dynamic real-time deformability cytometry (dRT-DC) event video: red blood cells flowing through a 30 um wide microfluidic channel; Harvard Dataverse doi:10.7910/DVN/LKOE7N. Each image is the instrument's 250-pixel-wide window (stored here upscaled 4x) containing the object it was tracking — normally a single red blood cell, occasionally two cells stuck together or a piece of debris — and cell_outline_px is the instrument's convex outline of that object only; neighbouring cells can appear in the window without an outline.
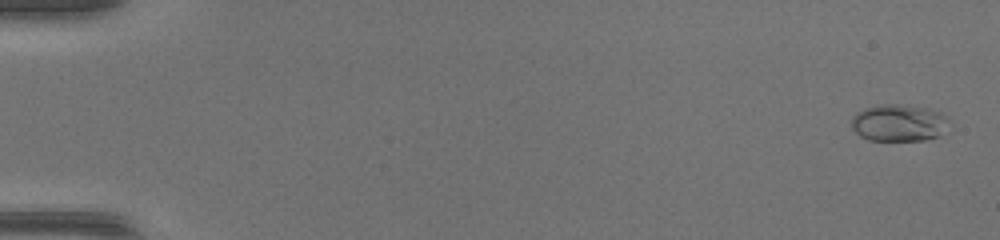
{"species": "common noctule bat (a hibernating species)", "species_latin": "Nyctalus noctula", "temperature_condition": "warm", "stored_images_in_passage": 50, "camera_frame_rate_fps": 3000, "um_per_image_px": 0.085, "animal": {"sex": "female", "body_mass_g": 17.0, "forearm_length_mm": 48.0}, "frame": {"image": 1, "passage_image": 2, "time_ms": 0.333, "image_size_px": [1000, 240], "cell_outline_px": [[948, 116], [940, 136], [924, 140], [868, 140], [860, 136], [852, 128], [852, 116], [856, 112], [864, 108], [884, 104], [896, 104], [924, 108], [940, 112]], "centroid_in_image_um": [76.34, 10.44], "position_along_channel_um": 8.7, "area_um2": 20.75}}
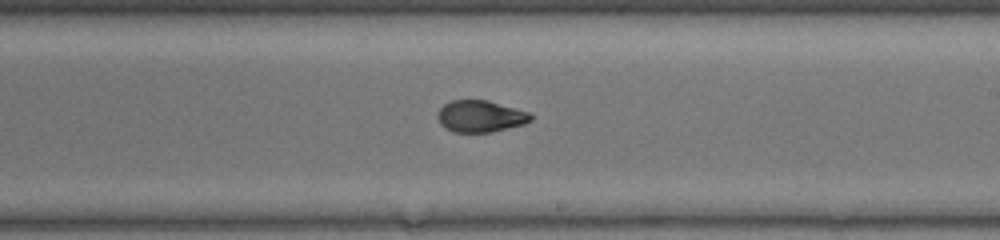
{"frame": {"image": 2, "passage_image": 31, "time_ms": 10.0, "image_size_px": [1000, 240], "cell_outline_px": [[532, 120], [524, 124], [492, 132], [452, 132], [444, 128], [440, 124], [436, 116], [436, 112], [444, 104], [452, 100], [488, 100], [528, 112], [532, 116]], "centroid_in_image_um": [40.79, 9.89], "position_along_channel_um": 248.2, "area_um2": 17.34}}
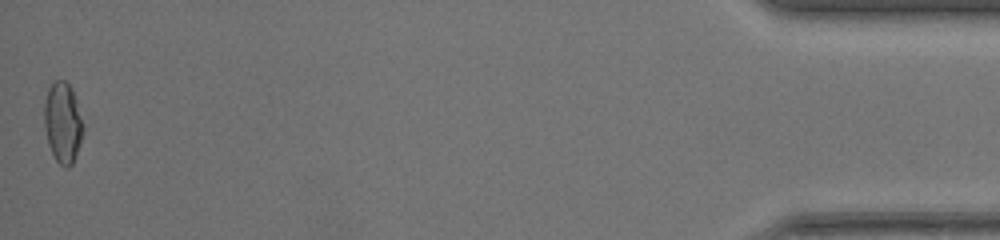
{"frame": {"image": 3, "passage_image": 50, "time_ms": 16.333, "image_size_px": [1000, 240], "cell_outline_px": [[84, 132], [76, 156], [72, 164], [68, 168], [64, 168], [56, 160], [48, 144], [44, 128], [44, 100], [48, 88], [56, 80], [64, 80], [72, 88], [76, 100], [84, 128]], "centroid_in_image_um": [5.33, 10.44], "position_along_channel_um": 429.9, "area_um2": 18.44}, "authors_computed_cell_mechanics": {"area_um2": 18.0625, "velocity_mm_per_s": 4.2966, "shape_relaxation_time_tau1_ms": 9.3371, "shape_relaxation_time_tau2_ms": 1.1706, "deformation_change_tau1": 0.2779, "deformation_change_tau2": 0.0536}}